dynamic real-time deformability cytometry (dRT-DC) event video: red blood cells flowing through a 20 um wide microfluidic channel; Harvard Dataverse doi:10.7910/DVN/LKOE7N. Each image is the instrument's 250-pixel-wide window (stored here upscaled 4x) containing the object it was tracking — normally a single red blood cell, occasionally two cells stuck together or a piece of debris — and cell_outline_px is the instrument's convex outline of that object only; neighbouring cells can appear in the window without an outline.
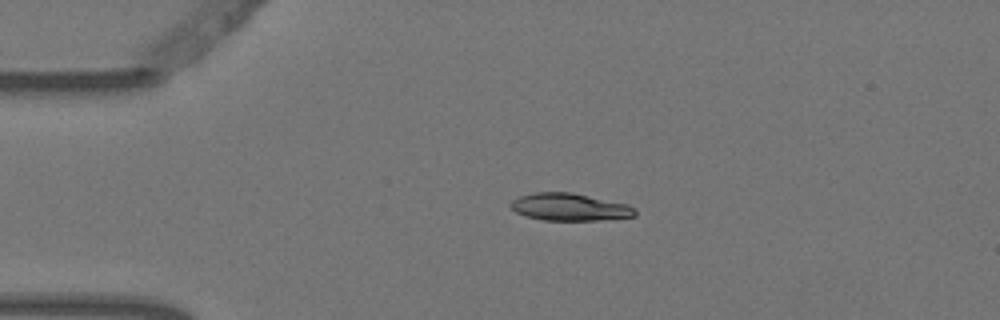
{"species": "Egyptian fruit bat (a non-hibernating species)", "species_latin": "Rousettus aegyptiacus", "temperature_condition": "warm", "stored_images_in_passage": 4, "camera_frame_rate_fps": 3000, "um_per_image_px": 0.085, "animal": {"sex": "female"}, "frame": {"image": 1, "passage_image": 3, "time_ms": 0.667, "image_size_px": [1000, 320], "cell_outline_px": [[636, 216], [600, 220], [544, 220], [524, 216], [516, 212], [508, 204], [512, 200], [520, 196], [532, 192], [572, 192], [628, 204], [636, 208]], "centroid_in_image_um": [48.41, 17.59], "position_along_channel_um": 36.6, "area_um2": 20.0}}